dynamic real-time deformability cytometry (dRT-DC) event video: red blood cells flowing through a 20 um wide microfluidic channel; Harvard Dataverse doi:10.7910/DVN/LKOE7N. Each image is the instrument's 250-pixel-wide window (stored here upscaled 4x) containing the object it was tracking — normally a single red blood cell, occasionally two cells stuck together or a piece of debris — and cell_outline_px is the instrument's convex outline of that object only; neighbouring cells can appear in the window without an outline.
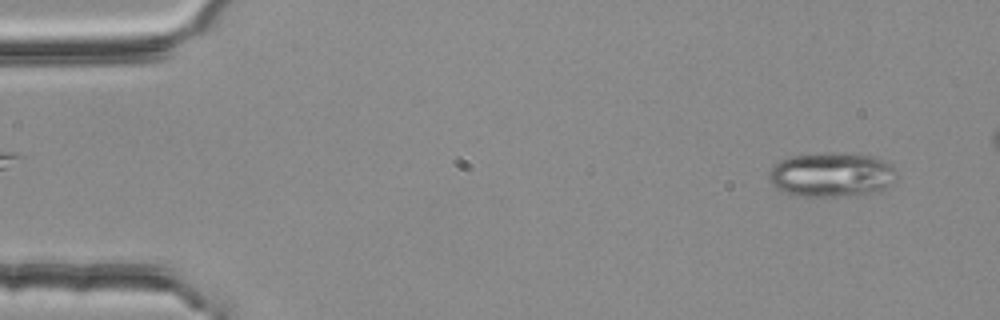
{"species": "common noctule bat (a hibernating species)", "species_latin": "Nyctalus noctula", "temperature_condition": "room temperature", "stored_images_in_passage": 5, "segment_of_instrument_passage": [2, 2], "camera_frame_rate_fps": 3000, "um_per_image_px": 0.085, "animal": {"sex": "female", "body_mass_g": 25.1}, "frame": {"image": 1, "passage_image": 5, "time_ms": 1.333, "image_size_px": [1000, 320], "cell_outline_px": [[896, 180], [892, 184], [884, 188], [868, 192], [844, 196], [800, 196], [784, 192], [776, 188], [772, 184], [768, 176], [768, 172], [780, 160], [788, 156], [868, 156], [884, 160], [892, 164], [896, 168]], "centroid_in_image_um": [70.68, 14.9], "position_along_channel_um": 14.3, "area_um2": 31.79}}